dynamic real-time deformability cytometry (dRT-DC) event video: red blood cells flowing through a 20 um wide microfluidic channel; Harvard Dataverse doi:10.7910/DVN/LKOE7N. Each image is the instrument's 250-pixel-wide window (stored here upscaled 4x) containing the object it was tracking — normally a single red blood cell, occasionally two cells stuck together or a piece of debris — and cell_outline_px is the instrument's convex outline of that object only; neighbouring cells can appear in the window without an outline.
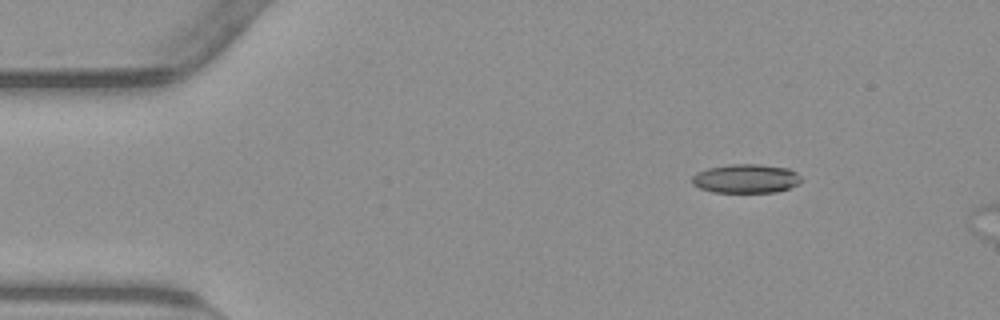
{"species": "common noctule bat (a hibernating species)", "species_latin": "Nyctalus noctula", "temperature_condition": "warm", "stored_images_in_passage": 4, "segment_of_instrument_passage": [1, 2], "camera_frame_rate_fps": 3000, "um_per_image_px": 0.085, "animal": {"sex": "male", "body_mass_g": 23.1, "forearm_length_mm": 52.7}, "frame": {"image": 1, "passage_image": 1, "time_ms": 0.0, "image_size_px": [1000, 320], "cell_outline_px": [[800, 184], [776, 192], [712, 192], [700, 188], [692, 184], [692, 176], [696, 172], [708, 168], [732, 164], [760, 164], [788, 168], [796, 172], [800, 176]], "centroid_in_image_um": [63.4, 15.18], "position_along_channel_um": 21.6, "area_um2": 18.44}}